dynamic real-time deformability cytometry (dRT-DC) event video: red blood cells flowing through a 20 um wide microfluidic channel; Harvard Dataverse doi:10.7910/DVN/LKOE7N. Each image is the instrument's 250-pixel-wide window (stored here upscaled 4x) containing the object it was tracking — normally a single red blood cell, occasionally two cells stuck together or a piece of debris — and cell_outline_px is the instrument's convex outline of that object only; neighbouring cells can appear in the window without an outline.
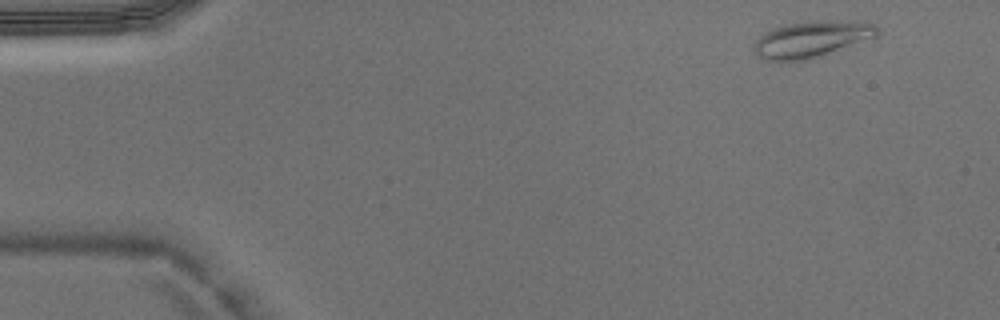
{"species": "Egyptian fruit bat (a non-hibernating species)", "species_latin": "Rousettus aegyptiacus", "temperature_condition": "warm", "stored_images_in_passage": 4, "camera_frame_rate_fps": 3000, "um_per_image_px": 0.085, "animal": {"sex": "male"}, "frame": {"image": 1, "passage_image": 1, "time_ms": 0.0, "image_size_px": [1000, 320], "cell_outline_px": [[880, 36], [804, 60], [780, 64], [764, 60], [756, 56], [752, 52], [752, 44], [764, 32], [772, 28], [784, 24], [816, 20], [864, 20], [876, 24], [880, 28]], "centroid_in_image_um": [68.96, 3.33], "position_along_channel_um": 16.0, "area_um2": 27.22}}